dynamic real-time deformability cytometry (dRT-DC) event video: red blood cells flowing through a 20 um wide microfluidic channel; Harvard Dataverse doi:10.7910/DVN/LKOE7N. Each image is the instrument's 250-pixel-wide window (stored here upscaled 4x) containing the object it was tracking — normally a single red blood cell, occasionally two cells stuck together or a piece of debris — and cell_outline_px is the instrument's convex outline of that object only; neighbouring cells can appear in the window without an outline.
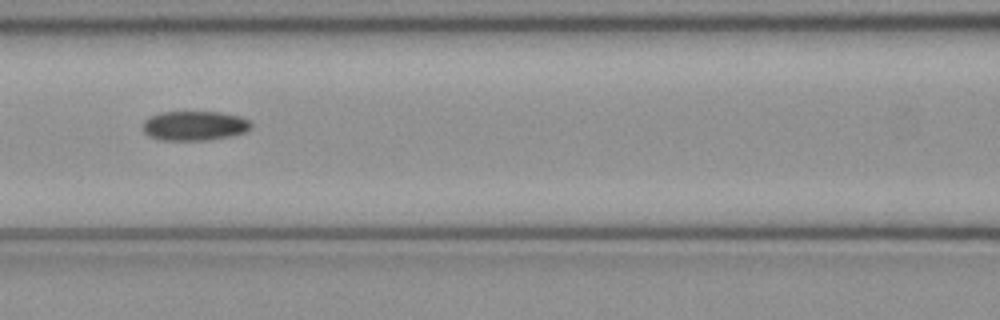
{"species": "common noctule bat (a hibernating species)", "species_latin": "Nyctalus noctula", "temperature_condition": "cold", "stored_images_in_passage": 50, "camera_frame_rate_fps": 3000, "um_per_image_px": 0.085, "animal": {"sex": "female", "body_mass_g": 21.9}, "frame": {"image": 1, "passage_image": 22, "time_ms": 7.0, "image_size_px": [1000, 320], "cell_outline_px": [[252, 128], [244, 132], [232, 136], [208, 140], [160, 140], [148, 136], [144, 132], [144, 120], [160, 112], [220, 112], [240, 116], [248, 120], [252, 124]], "centroid_in_image_um": [16.55, 10.69], "position_along_channel_um": 150.0, "area_um2": 18.67}}
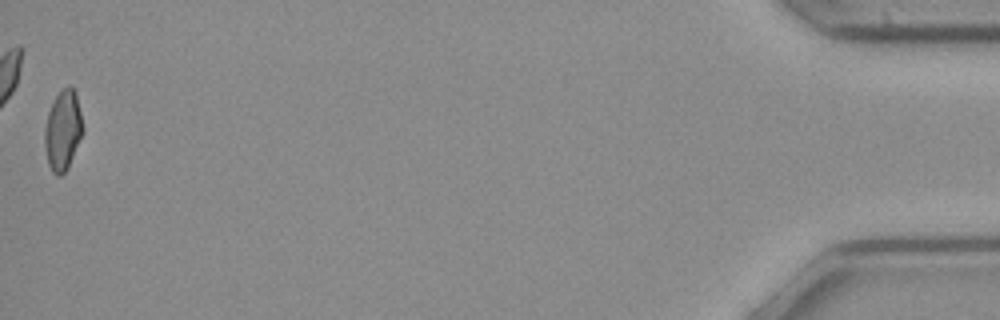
{"frame": {"image": 2, "passage_image": 50, "time_ms": 16.333, "image_size_px": [1000, 320], "cell_outline_px": [[84, 132], [68, 168], [60, 176], [56, 176], [52, 172], [48, 164], [44, 144], [44, 128], [48, 112], [56, 96], [68, 84], [76, 92], [84, 128]], "centroid_in_image_um": [5.35, 11.1], "position_along_channel_um": 429.8, "area_um2": 17.98}, "authors_computed_cell_mechanics": {"area_um2": 18.5249, "velocity_mm_per_s": 4.0839, "shape_relaxation_time_tau1_ms": null, "shape_relaxation_time_tau2_ms": 2.7377, "deformation_change_tau1": null, "deformation_change_tau2": 0.0749}}